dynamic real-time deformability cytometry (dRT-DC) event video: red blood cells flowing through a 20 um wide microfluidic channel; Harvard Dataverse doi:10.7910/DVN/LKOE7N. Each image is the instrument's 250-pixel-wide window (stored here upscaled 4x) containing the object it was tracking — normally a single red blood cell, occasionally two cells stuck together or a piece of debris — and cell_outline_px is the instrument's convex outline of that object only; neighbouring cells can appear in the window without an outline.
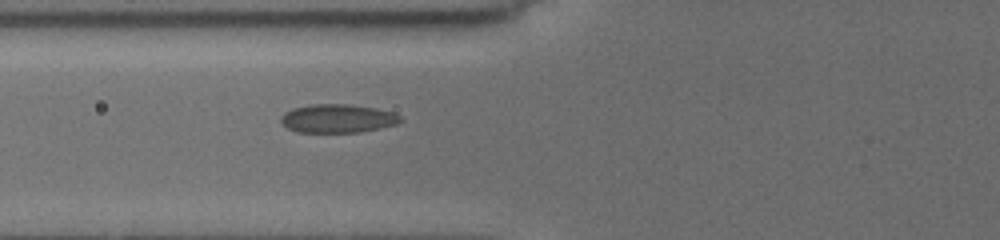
{"species": "common noctule bat (a hibernating species)", "species_latin": "Nyctalus noctula", "temperature_condition": "cold", "stored_images_in_passage": 8, "camera_frame_rate_fps": 3000, "um_per_image_px": 0.085, "animal": {"sex": "female", "body_mass_g": 19.5, "forearm_length_mm": 54.1}, "frame": {"image": 1, "passage_image": 8, "time_ms": 8.0, "image_size_px": [1000, 240], "cell_outline_px": [[404, 120], [396, 124], [380, 128], [360, 132], [296, 132], [288, 128], [280, 120], [280, 116], [284, 112], [292, 108], [312, 104], [348, 104], [376, 108], [392, 112], [400, 116]], "centroid_in_image_um": [28.69, 10.07], "position_along_channel_um": 97.1, "area_um2": 19.94}}